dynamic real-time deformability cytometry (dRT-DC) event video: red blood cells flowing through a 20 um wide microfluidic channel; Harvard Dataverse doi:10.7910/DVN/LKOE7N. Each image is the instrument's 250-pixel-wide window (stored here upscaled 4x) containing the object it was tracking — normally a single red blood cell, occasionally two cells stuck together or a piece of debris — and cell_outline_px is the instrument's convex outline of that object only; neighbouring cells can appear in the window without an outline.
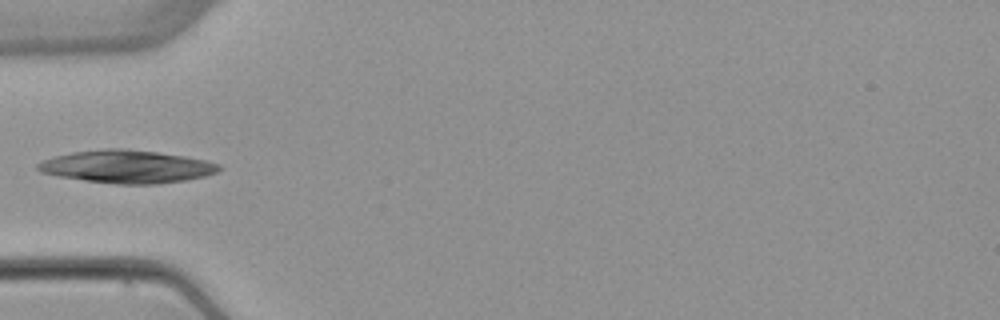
{"species": "common noctule bat (a hibernating species)", "species_latin": "Nyctalus noctula", "temperature_condition": "warm", "stored_images_in_passage": 5, "camera_frame_rate_fps": 3000, "um_per_image_px": 0.085, "animal": {"sex": "female", "body_mass_g": 22.7, "forearm_length_mm": 54.2}, "frame": {"image": 1, "passage_image": 5, "time_ms": 5.0, "image_size_px": [1000, 320], "cell_outline_px": [[224, 168], [216, 172], [204, 176], [188, 180], [156, 184], [116, 184], [84, 180], [60, 176], [40, 172], [36, 168], [36, 164], [44, 160], [56, 156], [72, 152], [104, 148], [124, 148], [156, 152], [184, 156], [208, 160], [220, 164]], "centroid_in_image_um": [10.83, 14.16], "position_along_channel_um": 74.2, "area_um2": 34.74}}